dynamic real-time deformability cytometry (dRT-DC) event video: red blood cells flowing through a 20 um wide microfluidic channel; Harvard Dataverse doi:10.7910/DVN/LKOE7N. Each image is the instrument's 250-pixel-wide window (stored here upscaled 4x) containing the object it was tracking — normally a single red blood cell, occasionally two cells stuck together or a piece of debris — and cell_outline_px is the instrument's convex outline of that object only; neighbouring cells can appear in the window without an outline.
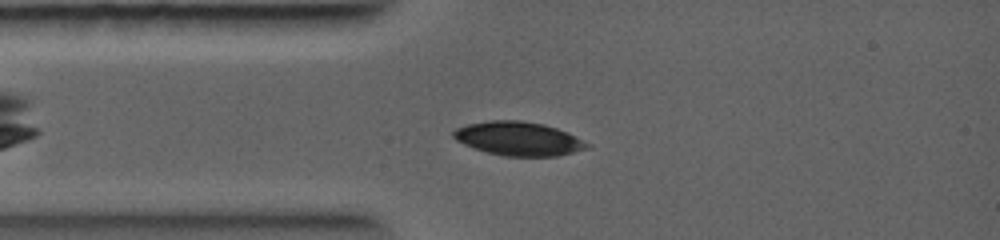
{"species": "common noctule bat (a hibernating species)", "species_latin": "Nyctalus noctula", "temperature_condition": "warm", "stored_images_in_passage": 27, "camera_frame_rate_fps": 5000, "um_per_image_px": 0.085, "animal": {"sex": "female", "body_mass_g": 19.0, "forearm_length_mm": 56.7}, "frame": {"image": 1, "passage_image": 4, "time_ms": 1.0, "image_size_px": [1000, 240], "cell_outline_px": [[592, 144], [588, 148], [556, 156], [504, 156], [488, 152], [464, 144], [456, 140], [452, 136], [452, 132], [456, 128], [468, 124], [488, 120], [520, 120], [544, 124], [568, 132]], "centroid_in_image_um": [44.09, 11.77], "position_along_channel_um": 40.9, "area_um2": 26.3}}
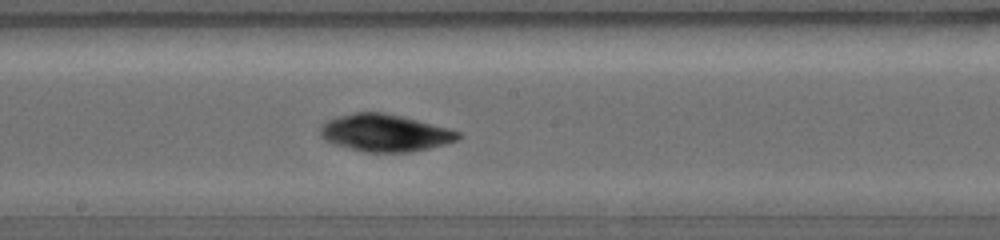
{"frame": {"image": 2, "passage_image": 13, "time_ms": 4.0, "image_size_px": [1000, 240], "cell_outline_px": [[460, 136], [456, 140], [444, 144], [412, 152], [364, 152], [332, 144], [324, 140], [320, 136], [320, 128], [328, 120], [336, 116], [356, 112], [384, 112], [448, 128], [460, 132]], "centroid_in_image_um": [32.67, 11.3], "position_along_channel_um": 215.5, "area_um2": 29.77}}
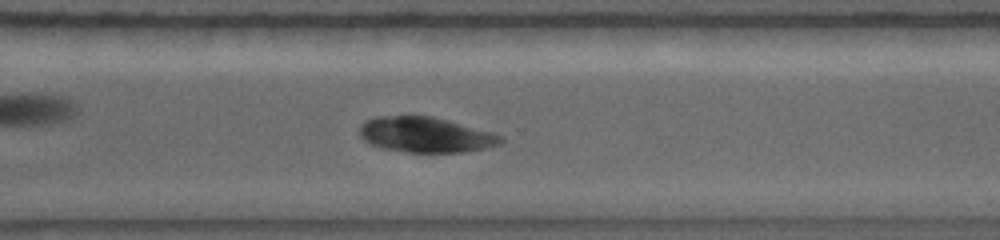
{"frame": {"image": 3, "passage_image": 19, "time_ms": 6.0, "image_size_px": [1000, 240], "cell_outline_px": [[504, 140], [500, 144], [484, 148], [464, 152], [408, 152], [384, 148], [372, 144], [364, 140], [360, 136], [360, 128], [364, 120], [376, 116], [432, 116], [448, 120], [492, 132], [504, 136]], "centroid_in_image_um": [36.19, 11.45], "position_along_channel_um": 334.4, "area_um2": 28.96}}